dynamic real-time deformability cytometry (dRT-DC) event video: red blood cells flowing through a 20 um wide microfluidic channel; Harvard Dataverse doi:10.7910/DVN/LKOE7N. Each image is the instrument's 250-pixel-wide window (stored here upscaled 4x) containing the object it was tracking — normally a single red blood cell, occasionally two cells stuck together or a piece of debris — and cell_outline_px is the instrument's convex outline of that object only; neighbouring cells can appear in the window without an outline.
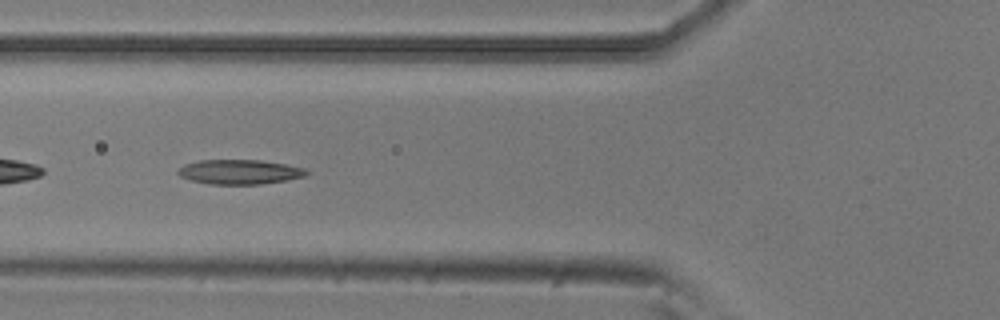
{"species": "common noctule bat (a hibernating species)", "species_latin": "Nyctalus noctula", "temperature_condition": "room temperature", "stored_images_in_passage": 38, "camera_frame_rate_fps": 3000, "um_per_image_px": 0.085, "animal": {"sex": "male", "body_mass_g": 20.5, "forearm_length_mm": 52.5}, "frame": {"image": 1, "passage_image": 5, "time_ms": 1.333, "image_size_px": [1000, 320], "cell_outline_px": [[308, 172], [304, 176], [288, 180], [260, 184], [212, 184], [192, 180], [180, 176], [176, 172], [184, 164], [200, 160], [260, 160], [284, 164], [304, 168]], "centroid_in_image_um": [20.35, 14.61], "position_along_channel_um": 105.4, "area_um2": 18.21}}
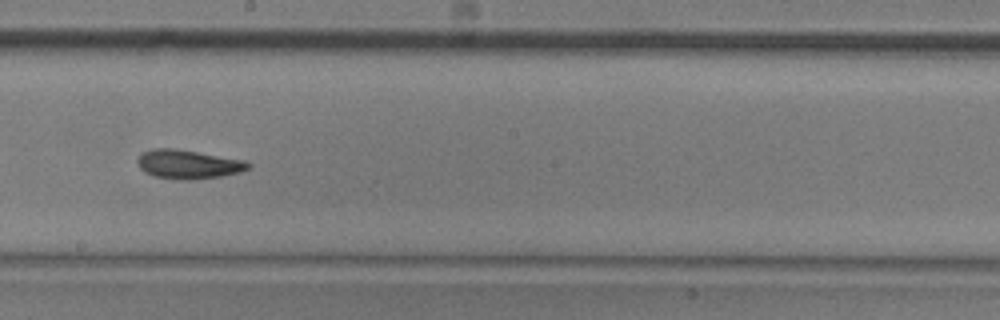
{"frame": {"image": 2, "passage_image": 15, "time_ms": 4.667, "image_size_px": [1000, 320], "cell_outline_px": [[252, 164], [248, 168], [240, 172], [220, 176], [192, 180], [180, 180], [156, 176], [144, 172], [140, 168], [136, 160], [140, 152], [152, 148], [172, 148], [244, 160]], "centroid_in_image_um": [15.95, 13.96], "position_along_channel_um": 232.3, "area_um2": 18.61}}
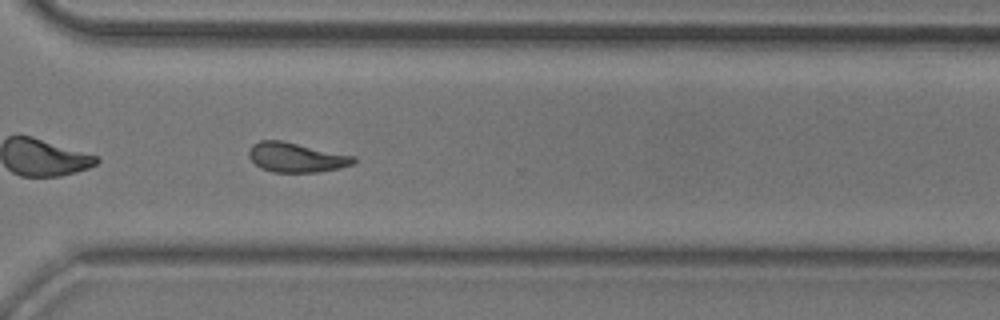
{"frame": {"image": 3, "passage_image": 24, "time_ms": 7.667, "image_size_px": [1000, 320], "cell_outline_px": [[356, 160], [352, 164], [340, 168], [320, 172], [272, 172], [260, 168], [248, 156], [248, 152], [252, 144], [260, 140], [280, 140], [356, 156]], "centroid_in_image_um": [25.17, 13.38], "position_along_channel_um": 345.4, "area_um2": 18.09}, "authors_computed_cell_mechanics": {"area_um2": 17.9758, "velocity_mm_per_s": 3.7863, "shape_relaxation_time_tau1_ms": 6.8697, "shape_relaxation_time_tau2_ms": 3.4134, "deformation_change_tau1": 0.1667, "deformation_change_tau2": 0.1033}}